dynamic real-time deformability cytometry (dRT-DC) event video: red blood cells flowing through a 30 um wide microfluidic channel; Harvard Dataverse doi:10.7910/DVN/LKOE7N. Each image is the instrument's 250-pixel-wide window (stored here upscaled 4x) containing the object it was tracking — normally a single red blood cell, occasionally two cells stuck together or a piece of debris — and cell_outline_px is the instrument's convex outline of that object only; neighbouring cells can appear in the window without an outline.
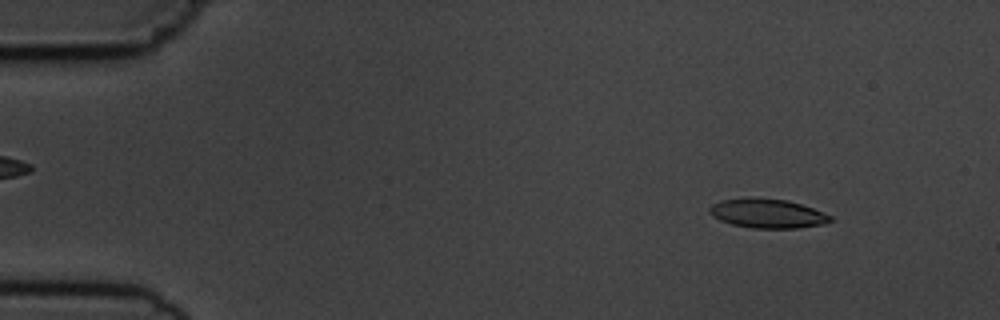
{"species": "common noctule bat (a hibernating species)", "species_latin": "Nyctalus noctula", "temperature_condition": "cold", "stored_images_in_passage": 4, "camera_frame_rate_fps": 3000, "um_per_image_px": 0.085, "animal": {"sex": "male", "body_mass_g": 19.5, "forearm_length_mm": 54.6}, "frame": {"image": 1, "passage_image": 2, "time_ms": 1.333, "image_size_px": [1000, 320], "cell_outline_px": [[832, 220], [824, 224], [796, 228], [752, 228], [732, 224], [720, 220], [712, 216], [708, 212], [708, 208], [712, 204], [720, 200], [788, 200], [812, 208], [832, 216]], "centroid_in_image_um": [65.24, 18.18], "position_along_channel_um": 19.8, "area_um2": 19.83}}
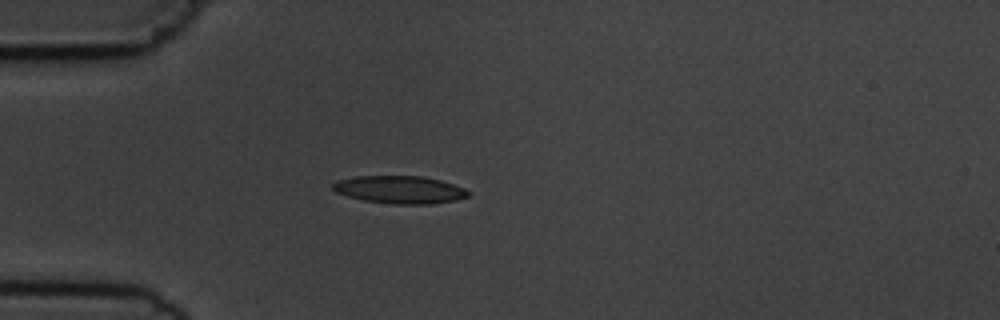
{"frame": {"image": 2, "passage_image": 4, "time_ms": 4.333, "image_size_px": [1000, 320], "cell_outline_px": [[472, 192], [468, 196], [456, 200], [432, 204], [396, 204], [364, 200], [348, 196], [336, 192], [332, 188], [332, 184], [336, 180], [356, 176], [420, 176], [440, 180], [464, 188]], "centroid_in_image_um": [33.98, 16.12], "position_along_channel_um": 51.0, "area_um2": 21.79}}